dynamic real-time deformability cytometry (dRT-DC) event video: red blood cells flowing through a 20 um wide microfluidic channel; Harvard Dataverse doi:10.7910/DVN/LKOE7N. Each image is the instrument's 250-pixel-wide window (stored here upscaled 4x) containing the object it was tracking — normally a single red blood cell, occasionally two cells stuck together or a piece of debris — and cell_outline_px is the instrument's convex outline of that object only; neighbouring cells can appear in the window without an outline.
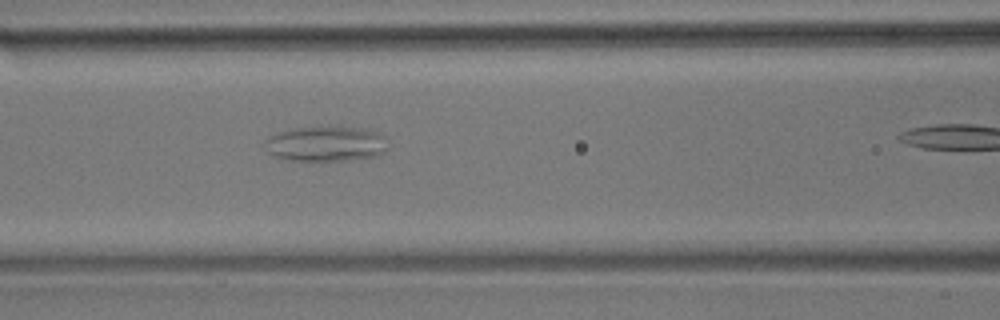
{"species": "common noctule bat (a hibernating species)", "species_latin": "Nyctalus noctula", "temperature_condition": "room temperature", "stored_images_in_passage": 5, "segment_of_instrument_passage": [1, 2], "camera_frame_rate_fps": 3000, "um_per_image_px": 0.085, "animal": {"sex": "male", "body_mass_g": 17.9}, "frame": {"image": 1, "passage_image": 4, "time_ms": 1.0, "image_size_px": [1000, 320], "cell_outline_px": [[388, 148], [384, 152], [376, 156], [348, 160], [292, 160], [272, 156], [260, 144], [268, 136], [292, 128], [320, 124], [328, 124], [368, 128], [384, 136]], "centroid_in_image_um": [27.67, 12.17], "position_along_channel_um": 138.9, "area_um2": 26.36}}